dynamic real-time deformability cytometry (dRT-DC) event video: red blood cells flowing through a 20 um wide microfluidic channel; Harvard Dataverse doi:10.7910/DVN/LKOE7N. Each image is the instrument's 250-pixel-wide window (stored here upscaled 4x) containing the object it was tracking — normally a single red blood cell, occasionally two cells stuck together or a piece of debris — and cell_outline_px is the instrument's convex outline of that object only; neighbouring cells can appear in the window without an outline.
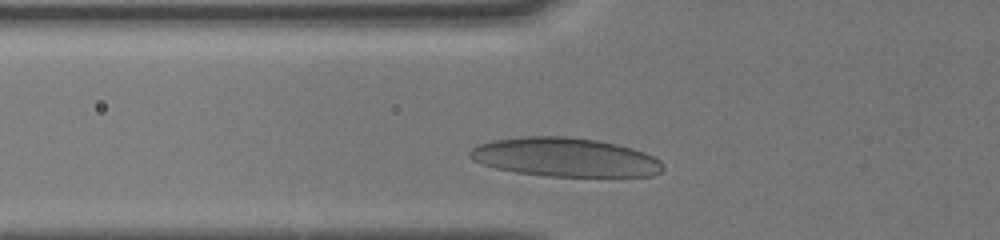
{"species": "human", "species_latin": "Homo sapiens", "temperature_condition": "cold", "stored_images_in_passage": 19, "camera_frame_rate_fps": 3000, "um_per_image_px": 0.085, "donor": {"sex": "male"}, "frame": {"image": 1, "passage_image": 3, "time_ms": 1.0, "image_size_px": [1000, 240], "cell_outline_px": [[664, 168], [660, 172], [652, 176], [544, 176], [516, 172], [496, 168], [472, 160], [468, 156], [468, 152], [476, 144], [492, 140], [524, 136], [568, 136], [596, 140], [616, 144], [632, 148], [644, 152], [660, 160]], "centroid_in_image_um": [47.99, 13.36], "position_along_channel_um": 77.8, "area_um2": 43.87}}
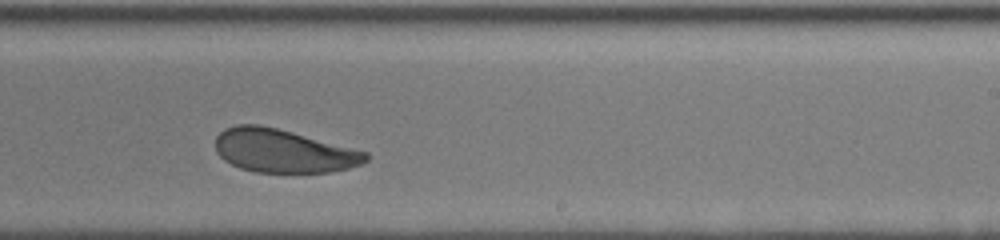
{"frame": {"image": 2, "passage_image": 12, "time_ms": 5.667, "image_size_px": [1000, 240], "cell_outline_px": [[368, 160], [360, 164], [348, 168], [328, 172], [256, 172], [240, 168], [224, 160], [216, 152], [216, 136], [224, 128], [236, 124], [260, 124], [292, 132], [368, 152]], "centroid_in_image_um": [24.04, 12.82], "position_along_channel_um": 265.0, "area_um2": 37.8}}
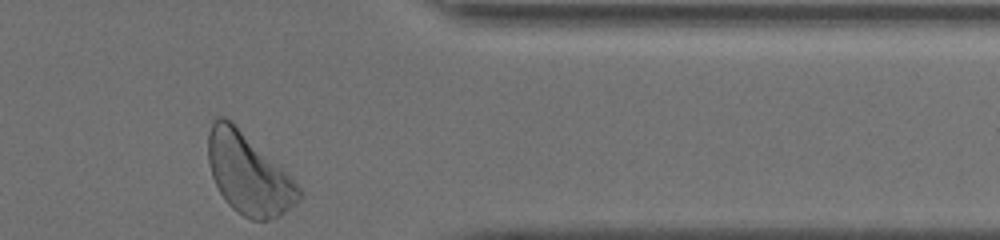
{"frame": {"image": 3, "passage_image": 19, "time_ms": 9.0, "image_size_px": [1000, 240], "cell_outline_px": [[304, 196], [296, 204], [280, 216], [268, 220], [252, 220], [236, 212], [224, 200], [212, 176], [208, 160], [208, 132], [212, 120], [216, 116], [224, 116], [288, 172], [304, 192]], "centroid_in_image_um": [21.15, 14.81], "position_along_channel_um": 390.3, "area_um2": 42.77}, "authors_computed_cell_mechanics": {"area_um2": 39.1306, "velocity_mm_per_s": 4.0293, "shape_relaxation_time_tau1_ms": 1.8426, "shape_relaxation_time_tau2_ms": null, "deformation_change_tau1": 0.0798, "deformation_change_tau2": null}}